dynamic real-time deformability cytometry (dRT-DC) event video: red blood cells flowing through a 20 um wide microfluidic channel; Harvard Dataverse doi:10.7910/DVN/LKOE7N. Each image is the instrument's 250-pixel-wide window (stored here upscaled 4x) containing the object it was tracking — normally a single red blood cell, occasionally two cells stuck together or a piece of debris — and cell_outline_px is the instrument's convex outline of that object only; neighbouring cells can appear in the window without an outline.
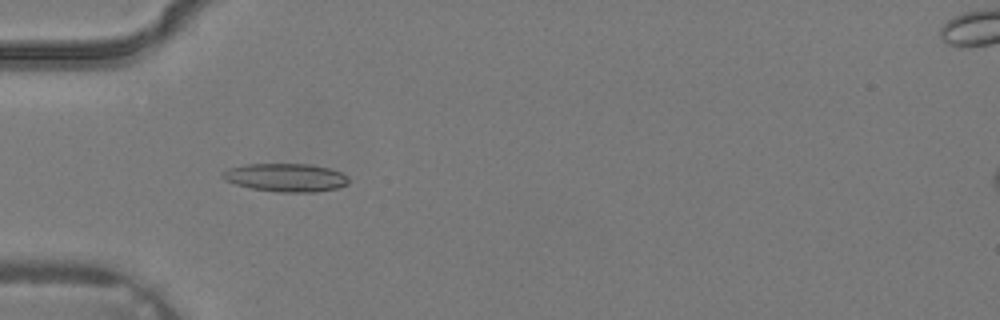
{"species": "common noctule bat (a hibernating species)", "species_latin": "Nyctalus noctula", "temperature_condition": "warm", "stored_images_in_passage": 4, "camera_frame_rate_fps": 3000, "um_per_image_px": 0.085, "animal": {"sex": "male", "body_mass_g": 19.2, "forearm_length_mm": 51.8}, "frame": {"image": 1, "passage_image": 4, "time_ms": 1.0, "image_size_px": [1000, 320], "cell_outline_px": [[348, 184], [336, 188], [316, 192], [280, 192], [252, 188], [236, 184], [224, 180], [220, 172], [228, 168], [248, 164], [312, 164], [332, 168], [348, 176]], "centroid_in_image_um": [24.3, 15.08], "position_along_channel_um": 60.7, "area_um2": 20.81}}